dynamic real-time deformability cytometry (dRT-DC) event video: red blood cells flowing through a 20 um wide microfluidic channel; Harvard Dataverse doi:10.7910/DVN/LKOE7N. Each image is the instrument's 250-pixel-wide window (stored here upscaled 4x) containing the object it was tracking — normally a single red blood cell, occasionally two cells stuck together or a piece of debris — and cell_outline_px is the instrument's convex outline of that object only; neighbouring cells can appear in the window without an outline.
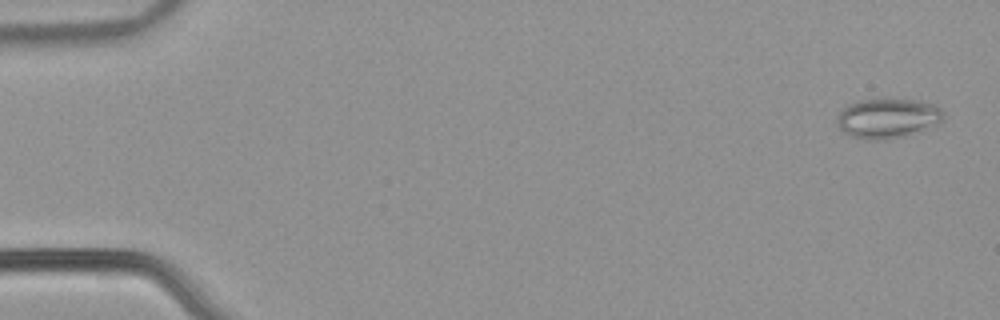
{"species": "common noctule bat (a hibernating species)", "species_latin": "Nyctalus noctula", "temperature_condition": "warm", "stored_images_in_passage": 53, "camera_frame_rate_fps": 3000, "um_per_image_px": 0.085, "animal": {"sex": "male", "body_mass_g": 21.5, "forearm_length_mm": 52.0}, "frame": {"image": 1, "passage_image": 2, "time_ms": 0.333, "image_size_px": [1000, 320], "cell_outline_px": [[944, 120], [940, 124], [920, 132], [888, 140], [868, 140], [852, 136], [844, 132], [840, 128], [836, 120], [836, 116], [848, 104], [860, 100], [880, 96], [916, 100], [936, 104], [944, 112]], "centroid_in_image_um": [75.5, 10.02], "position_along_channel_um": 9.5, "area_um2": 25.72}}
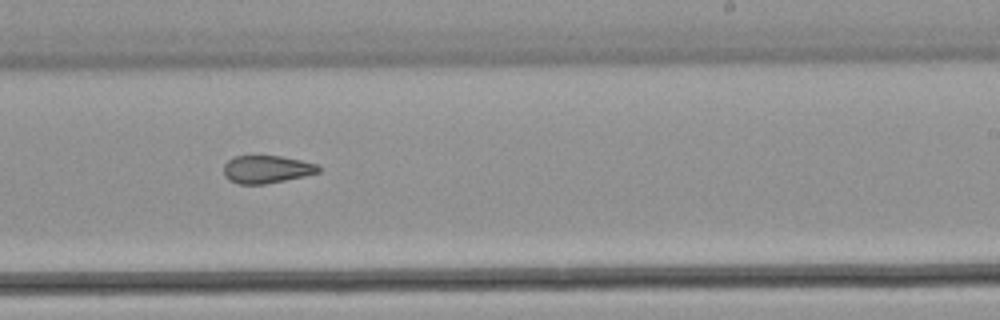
{"frame": {"image": 2, "passage_image": 33, "time_ms": 10.667, "image_size_px": [1000, 320], "cell_outline_px": [[320, 172], [304, 176], [264, 184], [240, 184], [228, 180], [224, 176], [224, 164], [228, 160], [236, 156], [280, 156], [300, 160], [316, 164], [320, 168]], "centroid_in_image_um": [22.64, 14.39], "position_along_channel_um": 266.4, "area_um2": 15.2}}
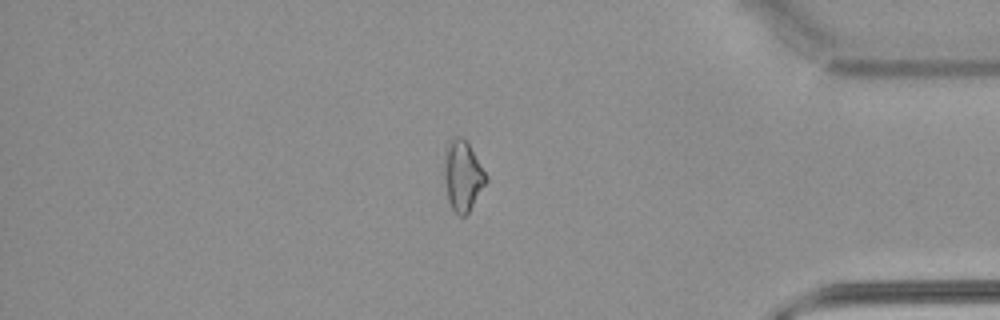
{"frame": {"image": 3, "passage_image": 45, "time_ms": 14.667, "image_size_px": [1000, 320], "cell_outline_px": [[488, 180], [468, 212], [464, 216], [460, 216], [452, 208], [448, 200], [444, 180], [444, 148], [448, 140], [456, 136], [460, 136], [468, 144], [488, 176]], "centroid_in_image_um": [39.3, 14.91], "position_along_channel_um": 395.9, "area_um2": 17.11}, "authors_computed_cell_mechanics": {"area_um2": 17.7446, "velocity_mm_per_s": 3.9293, "shape_relaxation_time_tau1_ms": null, "shape_relaxation_time_tau2_ms": 3.3166, "deformation_change_tau1": null, "deformation_change_tau2": 0.1023}}